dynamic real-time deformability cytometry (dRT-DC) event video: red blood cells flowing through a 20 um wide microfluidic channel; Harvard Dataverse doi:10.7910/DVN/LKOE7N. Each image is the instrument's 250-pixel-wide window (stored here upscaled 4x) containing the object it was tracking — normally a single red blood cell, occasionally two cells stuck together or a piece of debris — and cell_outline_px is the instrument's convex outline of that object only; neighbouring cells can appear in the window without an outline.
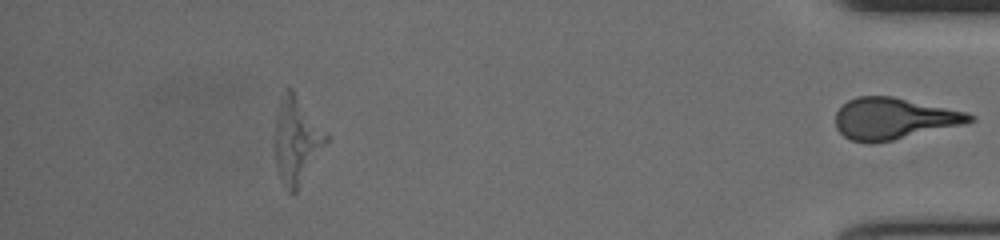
{"species": "human", "species_latin": "Homo sapiens", "temperature_condition": "cold", "stored_images_in_passage": 52, "segment_of_instrument_passage": [2, 2], "camera_frame_rate_fps": 3000, "um_per_image_px": 0.085, "donor": {"sex": "female"}, "frame": {"image": 1, "passage_image": 52, "time_ms": 17.0, "image_size_px": [1000, 240], "cell_outline_px": [[976, 120], [964, 124], [892, 140], [872, 144], [868, 144], [852, 140], [844, 136], [836, 128], [836, 112], [848, 100], [856, 96], [892, 96], [968, 112], [976, 116]], "centroid_in_image_um": [75.98, 10.08], "position_along_channel_um": 359.2, "area_um2": 32.43}}